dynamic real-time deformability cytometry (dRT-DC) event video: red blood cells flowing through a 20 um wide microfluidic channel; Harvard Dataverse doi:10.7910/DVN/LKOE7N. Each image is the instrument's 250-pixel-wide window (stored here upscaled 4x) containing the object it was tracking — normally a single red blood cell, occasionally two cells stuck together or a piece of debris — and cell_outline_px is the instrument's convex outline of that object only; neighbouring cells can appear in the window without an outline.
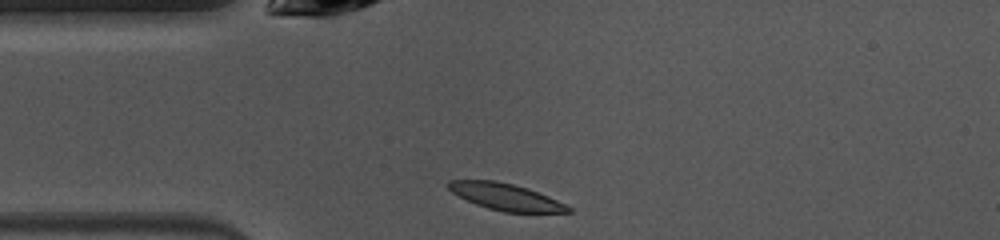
{"species": "common noctule bat (a hibernating species)", "species_latin": "Nyctalus noctula", "temperature_condition": "warm", "stored_images_in_passage": 39, "camera_frame_rate_fps": 3000, "um_per_image_px": 0.085, "animal": {"sex": "female", "body_mass_g": 10.0, "forearm_length_mm": 53.1}, "frame": {"image": 1, "passage_image": 1, "time_ms": 0.0, "image_size_px": [1000, 240], "cell_outline_px": [[572, 212], [504, 212], [488, 208], [476, 204], [452, 192], [444, 184], [448, 180], [496, 180], [528, 188], [548, 196], [572, 208]], "centroid_in_image_um": [42.95, 16.71], "position_along_channel_um": 42.0, "area_um2": 18.5}}
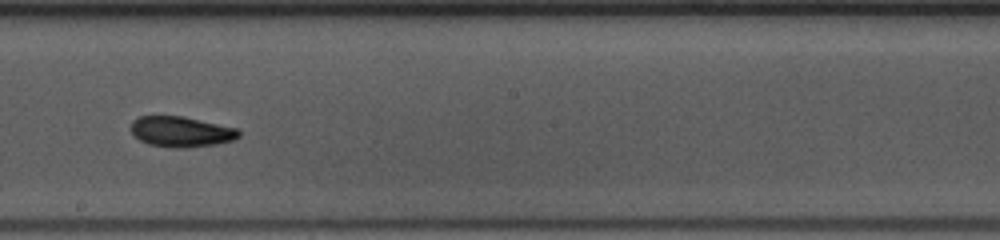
{"frame": {"image": 2, "passage_image": 16, "time_ms": 5.0, "image_size_px": [1000, 240], "cell_outline_px": [[240, 136], [236, 140], [216, 144], [188, 148], [172, 148], [148, 144], [132, 136], [128, 128], [132, 120], [140, 116], [184, 116], [240, 128]], "centroid_in_image_um": [15.39, 11.19], "position_along_channel_um": 232.8, "area_um2": 19.83}}
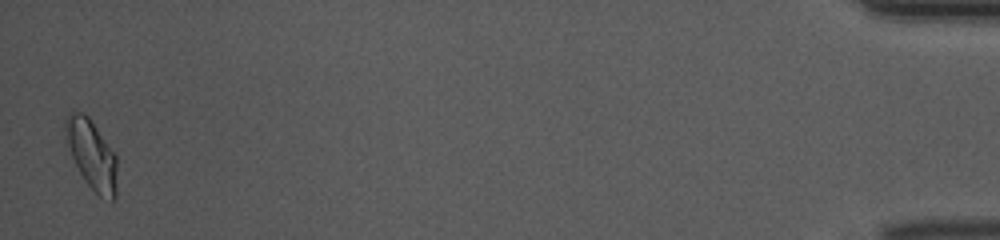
{"frame": {"image": 3, "passage_image": 38, "time_ms": 12.333, "image_size_px": [1000, 240], "cell_outline_px": [[116, 196], [112, 200], [100, 196], [88, 184], [80, 172], [72, 156], [68, 144], [64, 128], [64, 120], [68, 112], [80, 112], [88, 116], [116, 156]], "centroid_in_image_um": [7.78, 13.11], "position_along_channel_um": 427.4, "area_um2": 20.23}, "authors_computed_cell_mechanics": {"area_um2": 18.9006, "velocity_mm_per_s": 4.0388, "shape_relaxation_time_tau1_ms": 3.964, "shape_relaxation_time_tau2_ms": 5.3749, "deformation_change_tau1": 0.162, "deformation_change_tau2": 0.1202}}